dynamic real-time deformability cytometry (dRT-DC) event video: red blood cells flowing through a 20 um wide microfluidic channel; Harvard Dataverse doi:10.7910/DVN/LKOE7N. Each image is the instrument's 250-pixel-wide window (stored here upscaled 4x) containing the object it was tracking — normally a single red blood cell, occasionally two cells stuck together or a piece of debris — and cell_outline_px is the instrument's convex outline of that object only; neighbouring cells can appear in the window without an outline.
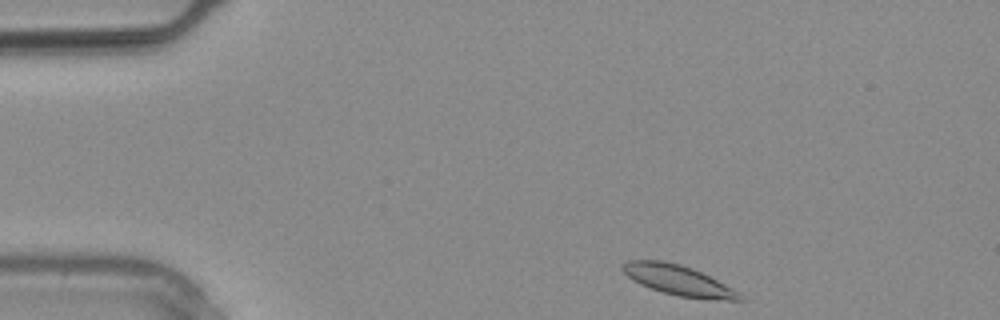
{"species": "common noctule bat (a hibernating species)", "species_latin": "Nyctalus noctula", "temperature_condition": "warm", "stored_images_in_passage": 2, "camera_frame_rate_fps": 3000, "um_per_image_px": 0.085, "animal": {"sex": "male", "body_mass_g": 20.4}, "frame": {"image": 1, "passage_image": 1, "time_ms": 0.0, "image_size_px": [1000, 320], "cell_outline_px": [[744, 300], [728, 300], [680, 296], [664, 292], [640, 284], [632, 280], [620, 268], [628, 260], [660, 260], [692, 268], [740, 292]], "centroid_in_image_um": [57.63, 23.81], "position_along_channel_um": 27.4, "area_um2": 19.94}}